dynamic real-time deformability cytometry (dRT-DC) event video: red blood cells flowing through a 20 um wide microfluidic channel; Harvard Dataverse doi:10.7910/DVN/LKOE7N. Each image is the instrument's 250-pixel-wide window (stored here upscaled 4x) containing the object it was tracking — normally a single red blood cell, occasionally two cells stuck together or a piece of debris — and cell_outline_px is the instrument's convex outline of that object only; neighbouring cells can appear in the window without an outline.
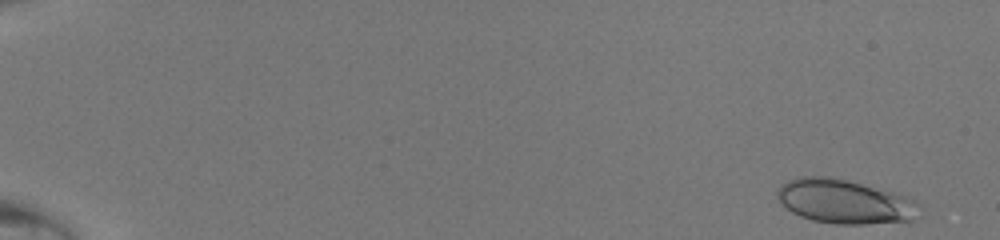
{"species": "human", "species_latin": "Homo sapiens", "temperature_condition": "room temperature", "stored_images_in_passage": 47, "camera_frame_rate_fps": 3000, "um_per_image_px": 0.085, "donor": {"sex": "male"}, "frame": {"image": 1, "passage_image": 2, "time_ms": 0.333, "image_size_px": [1000, 240], "cell_outline_px": [[920, 204], [916, 220], [864, 224], [836, 224], [812, 220], [800, 216], [792, 212], [776, 196], [776, 192], [788, 180], [800, 176], [828, 176], [892, 192], [904, 196]], "centroid_in_image_um": [71.79, 17.15], "position_along_channel_um": 13.2, "area_um2": 36.01}}
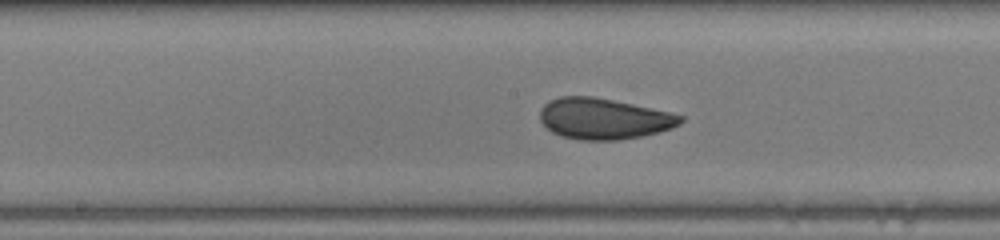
{"frame": {"image": 2, "passage_image": 27, "time_ms": 8.667, "image_size_px": [1000, 240], "cell_outline_px": [[684, 120], [680, 124], [672, 128], [660, 132], [620, 140], [580, 140], [560, 136], [552, 132], [540, 120], [540, 108], [548, 100], [560, 96], [592, 96], [652, 108], [684, 116]], "centroid_in_image_um": [51.3, 10.09], "position_along_channel_um": 196.9, "area_um2": 33.64}}
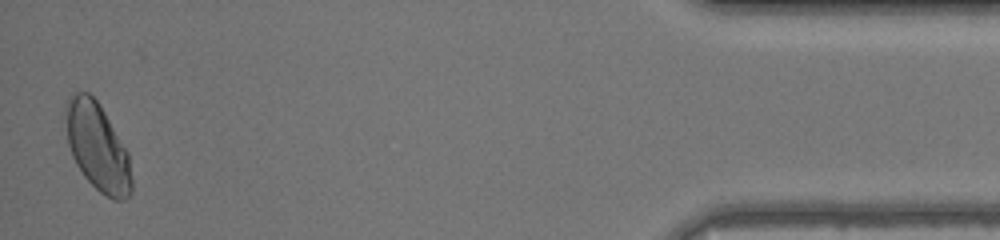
{"frame": {"image": 3, "passage_image": 47, "time_ms": 15.333, "image_size_px": [1000, 240], "cell_outline_px": [[132, 192], [124, 200], [112, 200], [100, 192], [84, 176], [76, 164], [72, 156], [68, 144], [64, 112], [64, 108], [68, 96], [76, 92], [88, 92], [96, 100], [104, 112], [128, 152], [132, 180]], "centroid_in_image_um": [8.27, 12.49], "position_along_channel_um": 426.9, "area_um2": 33.7}}